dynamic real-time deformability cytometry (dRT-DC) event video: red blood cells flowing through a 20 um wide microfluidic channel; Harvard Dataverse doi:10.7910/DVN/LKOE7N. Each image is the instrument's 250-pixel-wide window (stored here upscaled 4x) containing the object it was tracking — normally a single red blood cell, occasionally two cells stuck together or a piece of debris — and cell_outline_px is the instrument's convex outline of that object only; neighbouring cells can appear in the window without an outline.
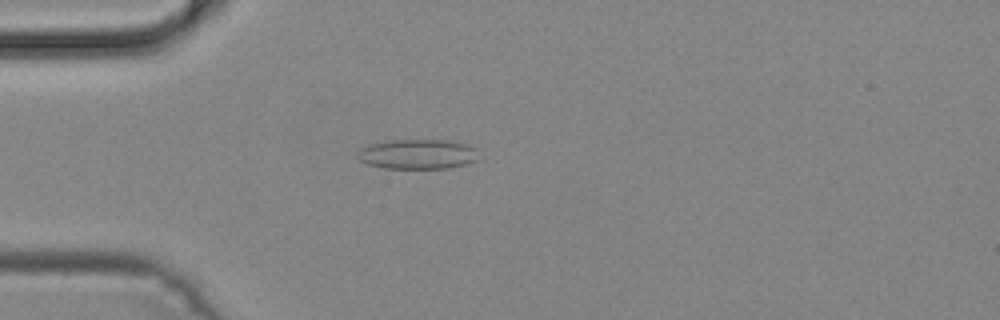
{"species": "common noctule bat (a hibernating species)", "species_latin": "Nyctalus noctula", "temperature_condition": "cold", "stored_images_in_passage": 45, "camera_frame_rate_fps": 3000, "um_per_image_px": 0.085, "animal": {"sex": "male", "body_mass_g": 19.2, "forearm_length_mm": 51.8}, "frame": {"image": 1, "passage_image": 10, "time_ms": 3.0, "image_size_px": [1000, 320], "cell_outline_px": [[476, 160], [468, 164], [448, 168], [384, 168], [368, 164], [360, 160], [356, 156], [356, 152], [360, 148], [368, 144], [392, 140], [448, 140], [468, 144], [476, 148]], "centroid_in_image_um": [35.47, 13.1], "position_along_channel_um": 49.5, "area_um2": 21.15}}
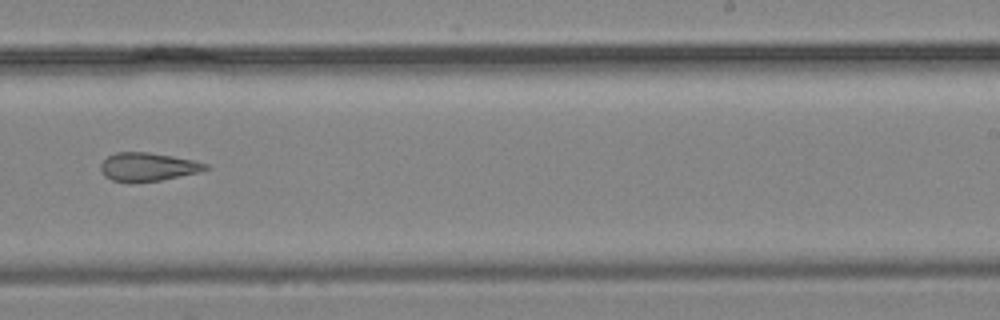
{"frame": {"image": 2, "passage_image": 27, "time_ms": 8.667, "image_size_px": [1000, 320], "cell_outline_px": [[212, 168], [200, 172], [160, 180], [132, 184], [112, 180], [104, 176], [100, 168], [100, 164], [108, 156], [116, 152], [148, 152], [172, 156], [192, 160], [208, 164]], "centroid_in_image_um": [12.56, 14.2], "position_along_channel_um": 276.4, "area_um2": 17.63}}
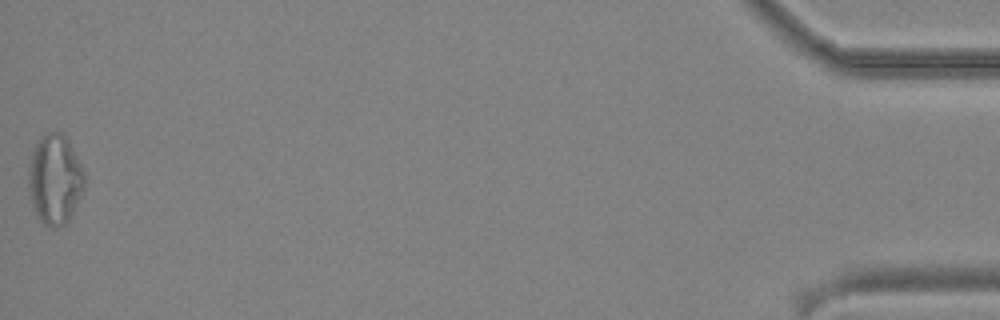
{"frame": {"image": 3, "passage_image": 45, "time_ms": 14.667, "image_size_px": [1000, 320], "cell_outline_px": [[84, 188], [68, 220], [64, 224], [52, 228], [44, 224], [36, 216], [32, 204], [28, 184], [28, 168], [32, 152], [40, 136], [48, 132], [64, 132], [84, 172]], "centroid_in_image_um": [4.64, 15.23], "position_along_channel_um": 430.6, "area_um2": 29.13}}